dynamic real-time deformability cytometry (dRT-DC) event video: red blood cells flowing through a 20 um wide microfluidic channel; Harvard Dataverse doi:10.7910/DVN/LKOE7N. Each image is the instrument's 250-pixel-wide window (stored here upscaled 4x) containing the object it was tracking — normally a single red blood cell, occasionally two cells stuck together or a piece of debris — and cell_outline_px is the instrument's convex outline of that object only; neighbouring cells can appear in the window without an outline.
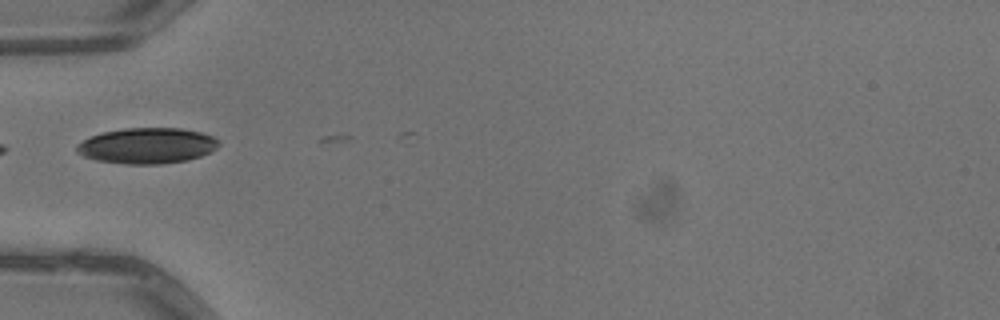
{"species": "common noctule bat (a hibernating species)", "species_latin": "Nyctalus noctula", "temperature_condition": "warm", "stored_images_in_passage": 4, "camera_frame_rate_fps": 3000, "um_per_image_px": 0.085, "animal": {"sex": "male", "body_mass_g": 13.3}, "frame": {"image": 1, "passage_image": 3, "time_ms": 0.667, "image_size_px": [1000, 320], "cell_outline_px": [[220, 144], [216, 148], [200, 156], [188, 160], [160, 164], [124, 164], [96, 160], [84, 156], [76, 152], [76, 144], [92, 136], [104, 132], [124, 128], [180, 128], [200, 132], [212, 136]], "centroid_in_image_um": [12.48, 12.39], "position_along_channel_um": 72.5, "area_um2": 29.42}}